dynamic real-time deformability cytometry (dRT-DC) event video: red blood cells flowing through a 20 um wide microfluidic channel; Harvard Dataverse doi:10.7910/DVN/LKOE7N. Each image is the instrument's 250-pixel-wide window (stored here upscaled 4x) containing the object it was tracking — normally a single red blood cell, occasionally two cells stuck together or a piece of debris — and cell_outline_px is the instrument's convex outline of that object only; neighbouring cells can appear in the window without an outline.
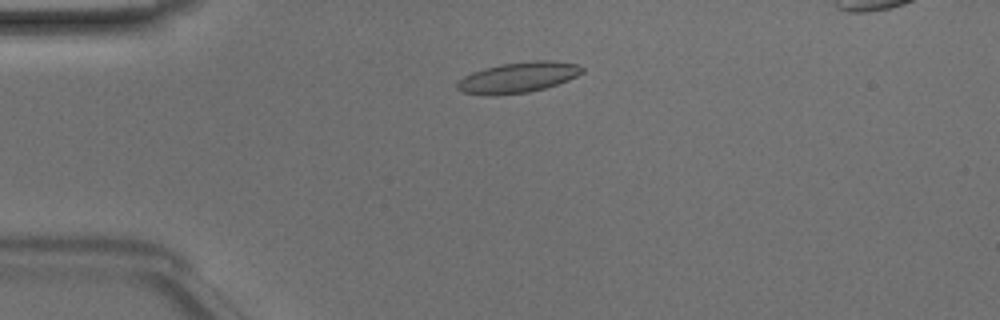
{"species": "Egyptian fruit bat (a non-hibernating species)", "species_latin": "Rousettus aegyptiacus", "temperature_condition": "room temperature", "stored_images_in_passage": 46, "camera_frame_rate_fps": 3000, "um_per_image_px": 0.085, "animal": {"sex": "male"}, "frame": {"image": 1, "passage_image": 10, "time_ms": 3.0, "image_size_px": [1000, 320], "cell_outline_px": [[584, 72], [568, 80], [544, 88], [528, 92], [496, 96], [464, 92], [456, 88], [456, 84], [464, 76], [472, 72], [484, 68], [500, 64], [532, 60], [552, 60], [576, 64], [584, 68]], "centroid_in_image_um": [44.04, 6.57], "position_along_channel_um": 41.0, "area_um2": 22.25}}
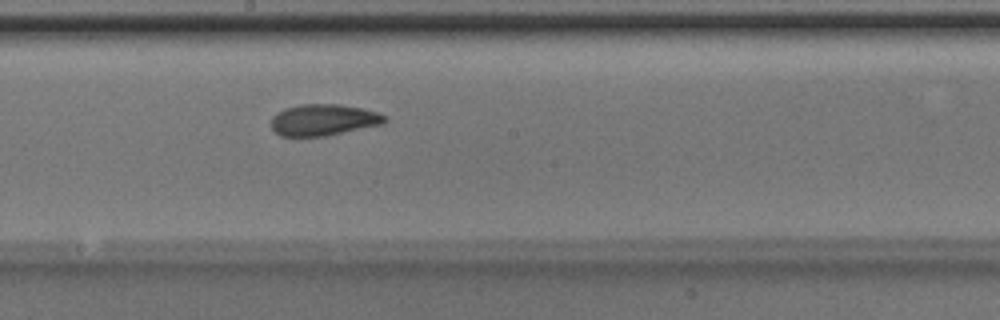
{"frame": {"image": 2, "passage_image": 25, "time_ms": 8.0, "image_size_px": [1000, 320], "cell_outline_px": [[388, 120], [384, 124], [328, 136], [280, 136], [272, 128], [272, 116], [276, 112], [284, 108], [300, 104], [340, 104], [380, 112], [388, 116]], "centroid_in_image_um": [27.54, 10.19], "position_along_channel_um": 220.7, "area_um2": 21.15}}
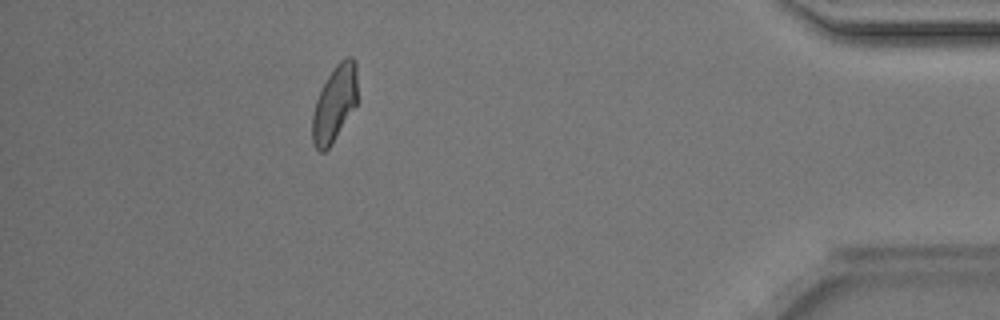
{"frame": {"image": 3, "passage_image": 42, "time_ms": 13.667, "image_size_px": [1000, 320], "cell_outline_px": [[356, 104], [328, 148], [324, 152], [320, 152], [316, 148], [312, 140], [312, 116], [316, 100], [328, 76], [336, 64], [340, 60], [348, 56], [352, 56], [356, 60]], "centroid_in_image_um": [28.43, 8.77], "position_along_channel_um": 406.8, "area_um2": 19.48}}